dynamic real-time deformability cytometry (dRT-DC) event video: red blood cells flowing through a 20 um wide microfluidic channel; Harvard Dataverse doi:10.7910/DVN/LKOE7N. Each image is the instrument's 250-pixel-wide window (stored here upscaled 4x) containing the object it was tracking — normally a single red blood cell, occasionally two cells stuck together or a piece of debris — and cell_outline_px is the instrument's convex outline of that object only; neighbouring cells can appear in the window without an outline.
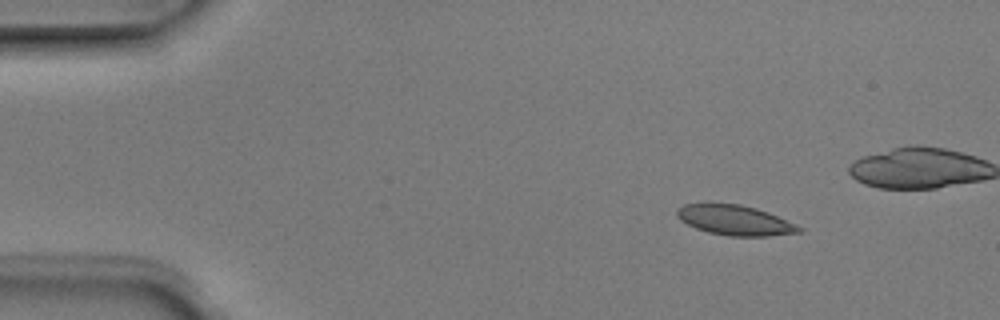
{"species": "Egyptian fruit bat (a non-hibernating species)", "species_latin": "Rousettus aegyptiacus", "temperature_condition": "room temperature", "stored_images_in_passage": 6, "camera_frame_rate_fps": 3000, "um_per_image_px": 0.085, "animal": {"sex": "male"}, "frame": {"image": 1, "passage_image": 2, "time_ms": 0.333, "image_size_px": [1000, 320], "cell_outline_px": [[804, 228], [800, 232], [768, 236], [728, 236], [708, 232], [696, 228], [680, 220], [676, 216], [676, 212], [684, 204], [740, 204], [756, 208], [768, 212], [796, 224]], "centroid_in_image_um": [62.49, 18.73], "position_along_channel_um": 22.5, "area_um2": 21.15}}